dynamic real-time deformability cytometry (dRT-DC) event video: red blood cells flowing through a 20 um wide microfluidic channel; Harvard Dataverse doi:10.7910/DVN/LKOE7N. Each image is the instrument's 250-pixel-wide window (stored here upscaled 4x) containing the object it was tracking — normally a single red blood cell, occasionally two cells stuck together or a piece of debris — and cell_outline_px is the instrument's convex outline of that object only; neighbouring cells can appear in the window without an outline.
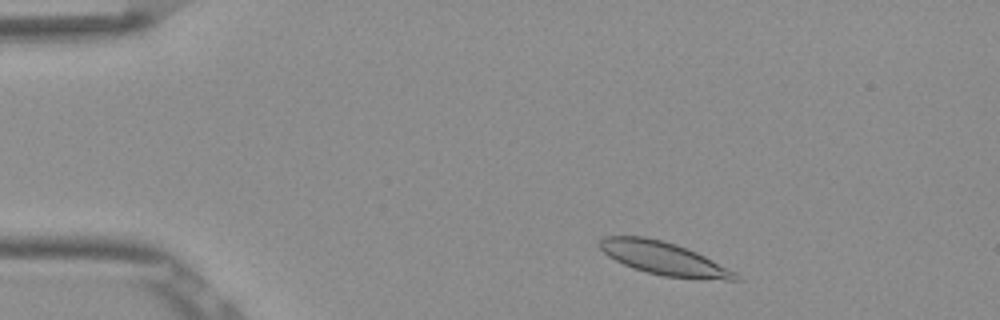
{"species": "Egyptian fruit bat (a non-hibernating species)", "species_latin": "Rousettus aegyptiacus", "temperature_condition": "room temperature", "stored_images_in_passage": 47, "camera_frame_rate_fps": 3000, "um_per_image_px": 0.085, "frame": {"image": 1, "passage_image": 3, "time_ms": 0.667, "image_size_px": [1000, 320], "cell_outline_px": [[740, 280], [728, 280], [664, 276], [648, 272], [624, 264], [608, 256], [600, 248], [600, 240], [604, 236], [644, 236], [676, 244], [696, 252], [736, 272]], "centroid_in_image_um": [56.41, 21.95], "position_along_channel_um": 28.6, "area_um2": 25.49}}
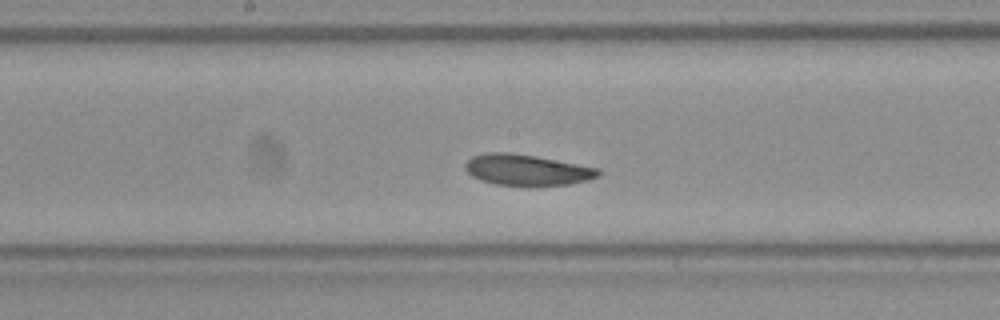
{"frame": {"image": 2, "passage_image": 22, "time_ms": 7.0, "image_size_px": [1000, 320], "cell_outline_px": [[600, 176], [588, 180], [568, 184], [528, 188], [496, 184], [480, 180], [472, 176], [464, 168], [464, 164], [472, 156], [484, 152], [512, 152], [536, 156], [600, 168]], "centroid_in_image_um": [44.78, 14.46], "position_along_channel_um": 203.4, "area_um2": 24.8}}
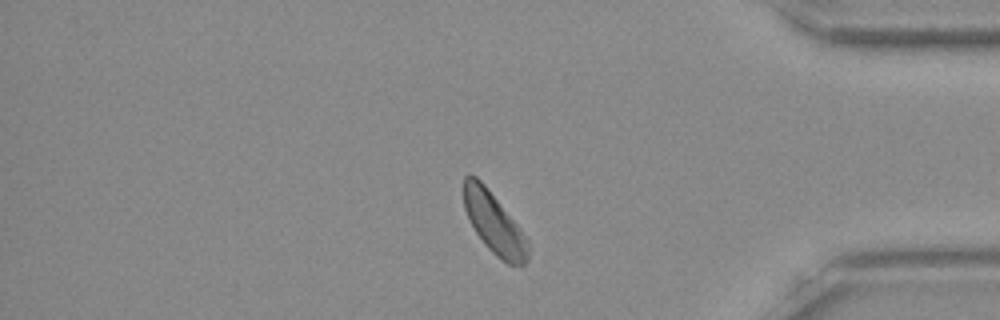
{"frame": {"image": 3, "passage_image": 39, "time_ms": 12.667, "image_size_px": [1000, 320], "cell_outline_px": [[528, 260], [524, 264], [508, 264], [500, 260], [484, 244], [476, 232], [464, 208], [464, 176], [468, 172], [476, 176], [484, 184], [520, 228], [528, 240]], "centroid_in_image_um": [41.99, 18.96], "position_along_channel_um": 393.2, "area_um2": 22.6}, "authors_computed_cell_mechanics": {"area_um2": 24.1604, "velocity_mm_per_s": 3.7946, "shape_relaxation_time_tau1_ms": 2.0193, "shape_relaxation_time_tau2_ms": 2.989, "deformation_change_tau1": 0.084, "deformation_change_tau2": 0.055}}